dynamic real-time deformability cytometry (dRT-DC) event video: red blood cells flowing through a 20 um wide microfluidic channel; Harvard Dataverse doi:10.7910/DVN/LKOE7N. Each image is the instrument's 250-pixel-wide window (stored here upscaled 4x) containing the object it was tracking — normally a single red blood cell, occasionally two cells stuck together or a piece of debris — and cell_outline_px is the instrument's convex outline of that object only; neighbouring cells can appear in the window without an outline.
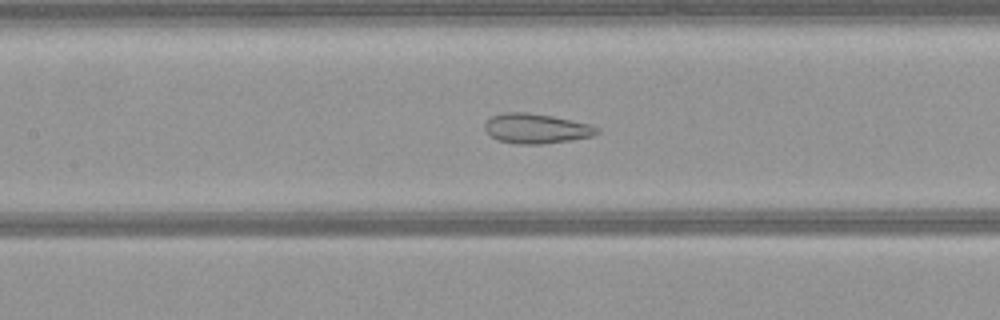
{"species": "common noctule bat (a hibernating species)", "species_latin": "Nyctalus noctula", "temperature_condition": "warm", "stored_images_in_passage": 52, "camera_frame_rate_fps": 3000, "um_per_image_px": 0.085, "animal": {"sex": "female", "body_mass_g": 21.9}, "frame": {"image": 1, "passage_image": 23, "time_ms": 7.333, "image_size_px": [1000, 320], "cell_outline_px": [[600, 132], [592, 136], [572, 140], [544, 144], [520, 144], [500, 140], [492, 136], [484, 128], [484, 124], [492, 116], [504, 112], [528, 112], [552, 116], [592, 124], [600, 128]], "centroid_in_image_um": [45.64, 10.92], "position_along_channel_um": 161.8, "area_um2": 19.54}}
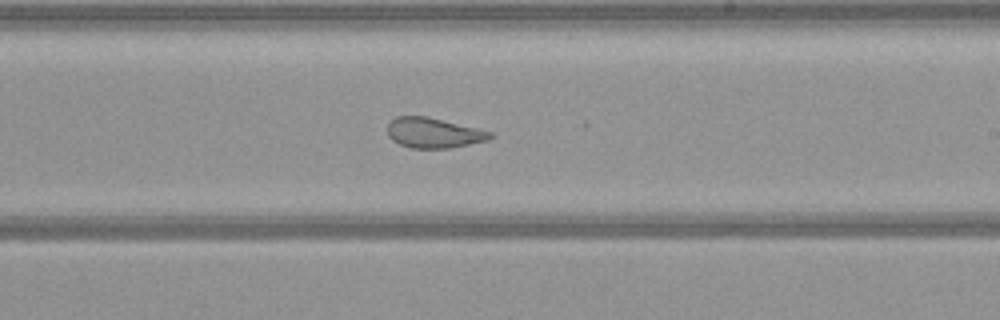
{"frame": {"image": 2, "passage_image": 30, "time_ms": 9.667, "image_size_px": [1000, 320], "cell_outline_px": [[496, 136], [488, 140], [448, 148], [412, 148], [400, 144], [392, 140], [388, 136], [388, 124], [396, 116], [428, 116], [492, 132]], "centroid_in_image_um": [36.86, 11.29], "position_along_channel_um": 252.1, "area_um2": 17.98}}
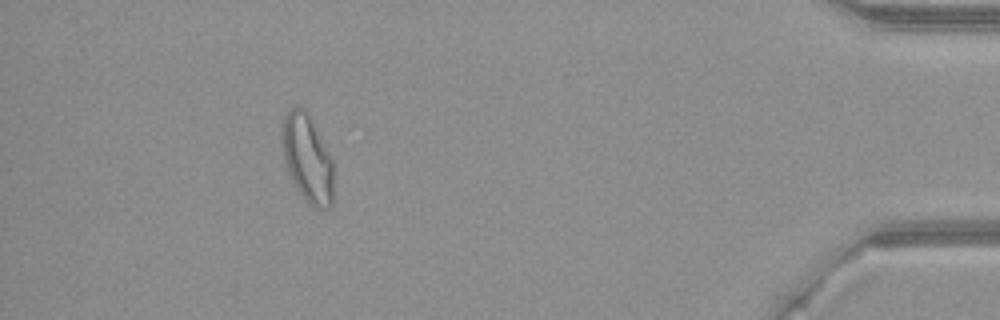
{"frame": {"image": 3, "passage_image": 47, "time_ms": 15.333, "image_size_px": [1000, 320], "cell_outline_px": [[332, 204], [328, 208], [316, 208], [308, 204], [304, 200], [284, 160], [284, 116], [292, 108], [304, 108], [312, 116], [332, 160]], "centroid_in_image_um": [26.17, 13.46], "position_along_channel_um": 409.0, "area_um2": 25.49}}